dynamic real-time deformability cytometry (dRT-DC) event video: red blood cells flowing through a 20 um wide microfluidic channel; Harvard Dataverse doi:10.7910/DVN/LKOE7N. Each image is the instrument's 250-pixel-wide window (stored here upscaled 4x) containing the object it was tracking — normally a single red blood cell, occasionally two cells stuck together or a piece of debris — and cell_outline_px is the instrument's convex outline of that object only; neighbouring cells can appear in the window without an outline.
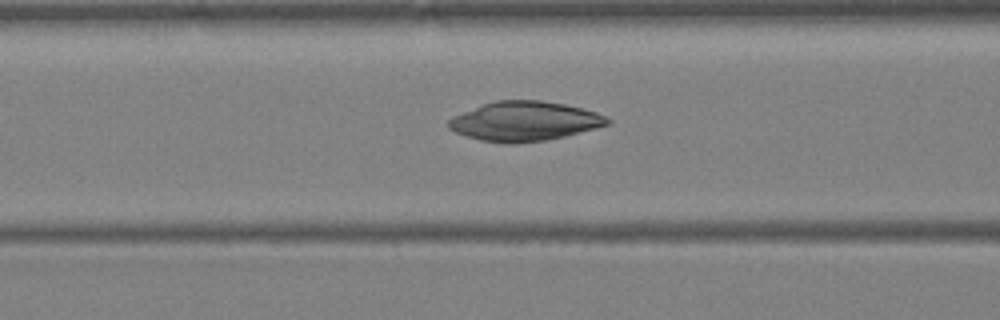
{"species": "Egyptian fruit bat (a non-hibernating species)", "species_latin": "Rousettus aegyptiacus", "temperature_condition": "warm", "stored_images_in_passage": 28, "camera_frame_rate_fps": 3000, "um_per_image_px": 0.085, "animal": {"sex": "female"}, "frame": {"image": 1, "passage_image": 5, "time_ms": 1.333, "image_size_px": [1000, 320], "cell_outline_px": [[612, 124], [564, 136], [544, 140], [516, 144], [508, 144], [480, 140], [456, 132], [448, 128], [448, 120], [452, 116], [484, 104], [496, 100], [540, 100], [564, 104], [596, 112], [612, 120]], "centroid_in_image_um": [44.59, 10.31], "position_along_channel_um": 122.0, "area_um2": 36.36}}
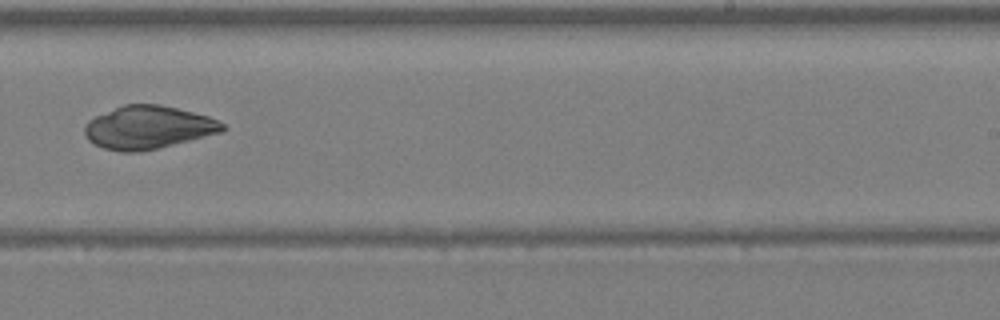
{"frame": {"image": 2, "passage_image": 14, "time_ms": 4.333, "image_size_px": [1000, 320], "cell_outline_px": [[228, 128], [220, 132], [140, 152], [120, 152], [104, 148], [92, 144], [84, 136], [84, 128], [88, 120], [96, 116], [124, 104], [160, 104], [208, 116], [224, 124]], "centroid_in_image_um": [12.54, 10.83], "position_along_channel_um": 276.5, "area_um2": 34.28}}
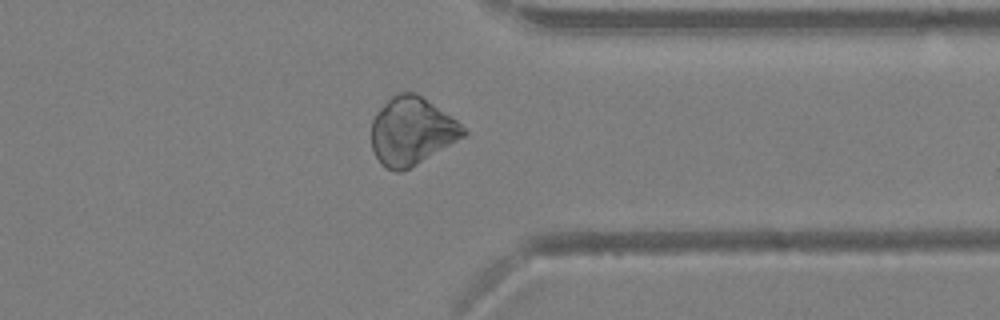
{"frame": {"image": 3, "passage_image": 20, "time_ms": 6.333, "image_size_px": [1000, 320], "cell_outline_px": [[468, 132], [464, 136], [416, 164], [400, 172], [396, 172], [380, 164], [372, 148], [372, 120], [376, 112], [396, 92], [416, 92], [456, 120]], "centroid_in_image_um": [34.96, 11.13], "position_along_channel_um": 376.4, "area_um2": 35.78}}